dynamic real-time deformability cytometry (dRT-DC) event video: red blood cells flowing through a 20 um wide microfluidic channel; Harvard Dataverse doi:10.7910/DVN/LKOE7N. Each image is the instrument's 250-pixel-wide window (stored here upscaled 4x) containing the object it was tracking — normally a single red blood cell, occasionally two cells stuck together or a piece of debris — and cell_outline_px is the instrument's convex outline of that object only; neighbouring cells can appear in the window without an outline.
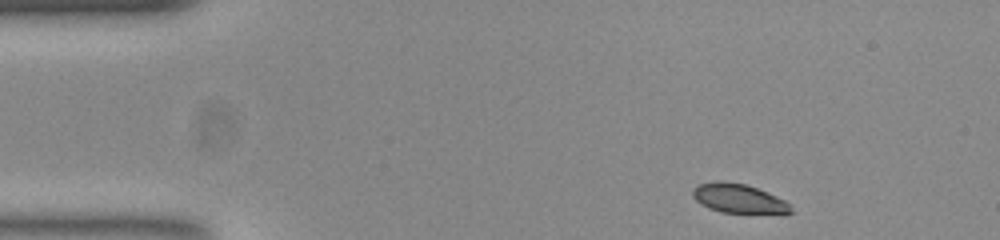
{"species": "common noctule bat (a hibernating species)", "species_latin": "Nyctalus noctula", "temperature_condition": "room temperature", "stored_images_in_passage": 47, "camera_frame_rate_fps": 3000, "um_per_image_px": 0.085, "animal": {"sex": "female", "body_mass_g": 23.0, "forearm_length_mm": 53.4}, "frame": {"image": 1, "passage_image": 1, "time_ms": 0.0, "image_size_px": [1000, 240], "cell_outline_px": [[792, 212], [720, 212], [708, 208], [700, 204], [692, 196], [692, 188], [700, 184], [720, 180], [724, 180], [744, 184], [768, 192], [792, 204]], "centroid_in_image_um": [62.73, 16.85], "position_along_channel_um": 22.3, "area_um2": 16.47}}
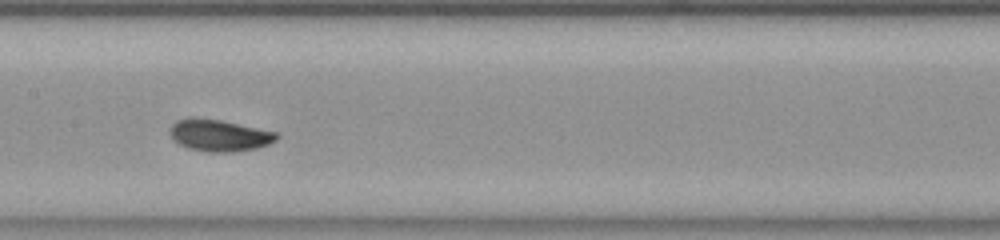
{"frame": {"image": 2, "passage_image": 20, "time_ms": 6.333, "image_size_px": [1000, 240], "cell_outline_px": [[280, 136], [276, 140], [268, 144], [256, 148], [232, 152], [208, 152], [188, 148], [180, 144], [172, 136], [168, 128], [176, 120], [188, 116], [196, 116], [220, 120], [276, 132]], "centroid_in_image_um": [18.6, 11.48], "position_along_channel_um": 188.8, "area_um2": 19.83}}
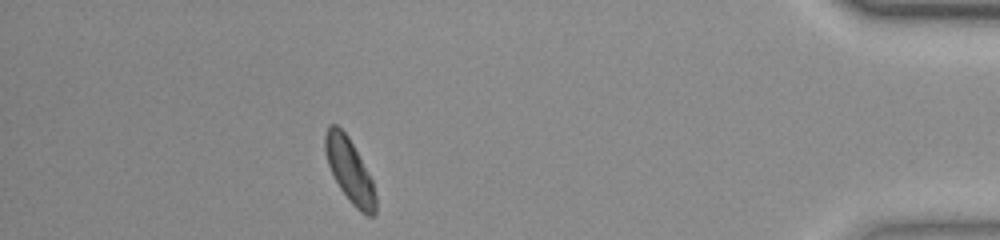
{"frame": {"image": 3, "passage_image": 41, "time_ms": 13.333, "image_size_px": [1000, 240], "cell_outline_px": [[376, 216], [368, 216], [360, 212], [348, 200], [340, 188], [328, 164], [324, 152], [324, 136], [328, 124], [336, 124], [348, 136], [372, 180], [376, 196]], "centroid_in_image_um": [29.71, 14.5], "position_along_channel_um": 405.5, "area_um2": 18.73}, "authors_computed_cell_mechanics": {"area_um2": 18.8428, "velocity_mm_per_s": 3.8568, "shape_relaxation_time_tau1_ms": 3.6051, "shape_relaxation_time_tau2_ms": 3.5922, "deformation_change_tau1": 0.1318, "deformation_change_tau2": 0.0677}}